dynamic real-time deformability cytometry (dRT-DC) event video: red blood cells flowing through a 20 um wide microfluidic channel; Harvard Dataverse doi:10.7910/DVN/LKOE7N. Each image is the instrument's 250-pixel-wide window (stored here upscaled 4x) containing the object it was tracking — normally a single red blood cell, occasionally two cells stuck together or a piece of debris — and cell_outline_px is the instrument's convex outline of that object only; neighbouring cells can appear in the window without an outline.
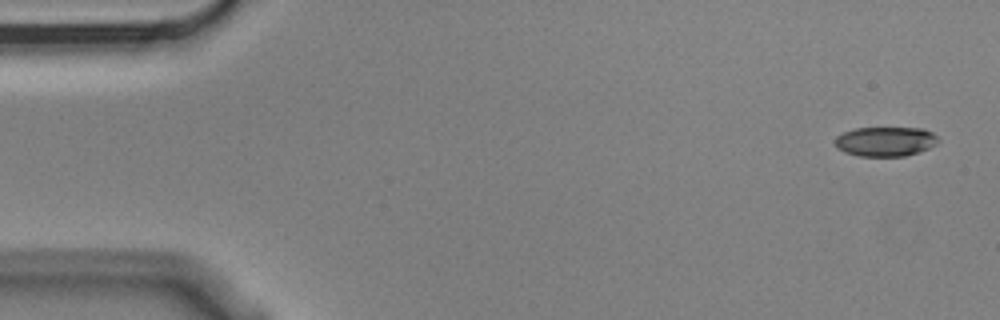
{"species": "Egyptian fruit bat (a non-hibernating species)", "species_latin": "Rousettus aegyptiacus", "temperature_condition": "cold", "stored_images_in_passage": 5, "camera_frame_rate_fps": 3000, "um_per_image_px": 0.085, "animal": {"sex": "male"}, "frame": {"image": 1, "passage_image": 1, "time_ms": 0.0, "image_size_px": [1000, 320], "cell_outline_px": [[940, 140], [936, 144], [920, 152], [904, 156], [860, 156], [844, 152], [836, 148], [832, 140], [836, 136], [844, 132], [856, 128], [924, 128], [932, 132]], "centroid_in_image_um": [75.24, 12.02], "position_along_channel_um": 9.8, "area_um2": 17.98}}
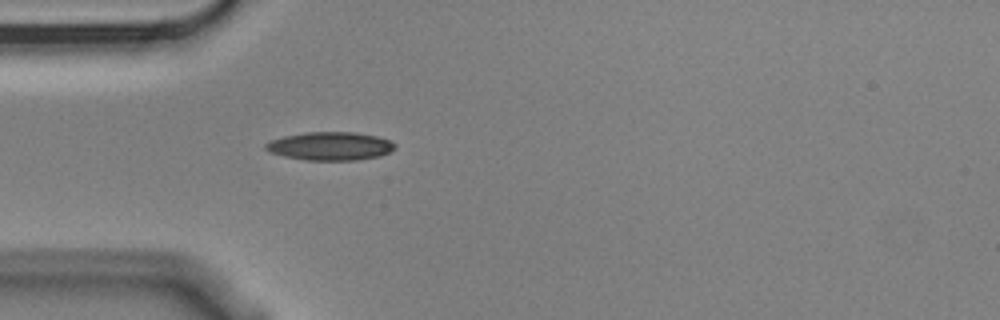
{"frame": {"image": 2, "passage_image": 5, "time_ms": 1.333, "image_size_px": [1000, 320], "cell_outline_px": [[396, 148], [380, 156], [356, 160], [304, 160], [284, 156], [268, 152], [264, 148], [264, 144], [272, 140], [284, 136], [308, 132], [356, 132], [376, 136], [388, 140], [396, 144]], "centroid_in_image_um": [28.05, 12.42], "position_along_channel_um": 56.9, "area_um2": 21.33}}